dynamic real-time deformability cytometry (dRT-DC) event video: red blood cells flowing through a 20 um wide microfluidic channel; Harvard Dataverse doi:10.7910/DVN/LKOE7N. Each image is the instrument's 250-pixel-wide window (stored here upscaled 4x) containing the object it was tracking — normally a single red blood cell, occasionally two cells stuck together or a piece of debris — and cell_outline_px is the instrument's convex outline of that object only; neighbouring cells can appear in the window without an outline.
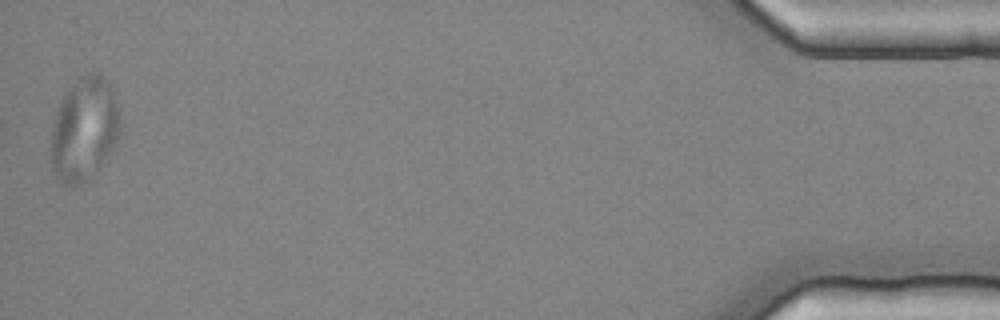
{"species": "common noctule bat (a hibernating species)", "species_latin": "Nyctalus noctula", "temperature_condition": "cold", "stored_images_in_passage": 15, "camera_frame_rate_fps": 3000, "um_per_image_px": 0.085, "animal": {"sex": "female", "body_mass_g": 25.1}, "frame": {"image": 1, "passage_image": 15, "time_ms": 4.667, "image_size_px": [1000, 320], "cell_outline_px": [[120, 128], [116, 144], [96, 172], [92, 176], [80, 184], [68, 188], [60, 184], [52, 172], [52, 120], [60, 100], [64, 92], [84, 72], [96, 68], [108, 80], [112, 88], [116, 100], [120, 124]], "centroid_in_image_um": [7.14, 10.94], "position_along_channel_um": 428.1, "area_um2": 42.71}}